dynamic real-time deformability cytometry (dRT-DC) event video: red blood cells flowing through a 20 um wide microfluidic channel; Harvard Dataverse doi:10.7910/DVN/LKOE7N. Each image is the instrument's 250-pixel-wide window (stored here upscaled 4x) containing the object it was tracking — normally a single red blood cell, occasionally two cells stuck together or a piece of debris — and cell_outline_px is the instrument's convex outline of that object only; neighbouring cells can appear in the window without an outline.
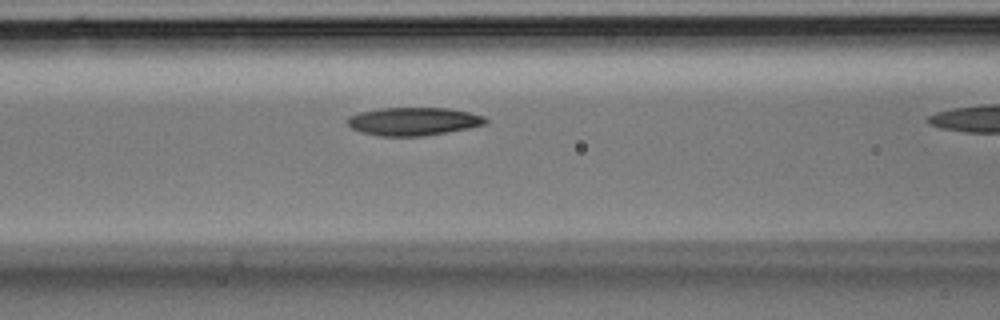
{"species": "Egyptian fruit bat (a non-hibernating species)", "species_latin": "Rousettus aegyptiacus", "temperature_condition": "room temperature", "stored_images_in_passage": 12, "camera_frame_rate_fps": 3000, "um_per_image_px": 0.085, "animal": {"sex": "male"}, "frame": {"image": 1, "passage_image": 7, "time_ms": 2.0, "image_size_px": [1000, 320], "cell_outline_px": [[488, 124], [468, 128], [424, 136], [380, 136], [360, 132], [352, 128], [348, 124], [348, 116], [360, 112], [380, 108], [448, 108], [468, 112], [484, 116], [488, 120]], "centroid_in_image_um": [35.15, 10.32], "position_along_channel_um": 131.4, "area_um2": 22.6}}
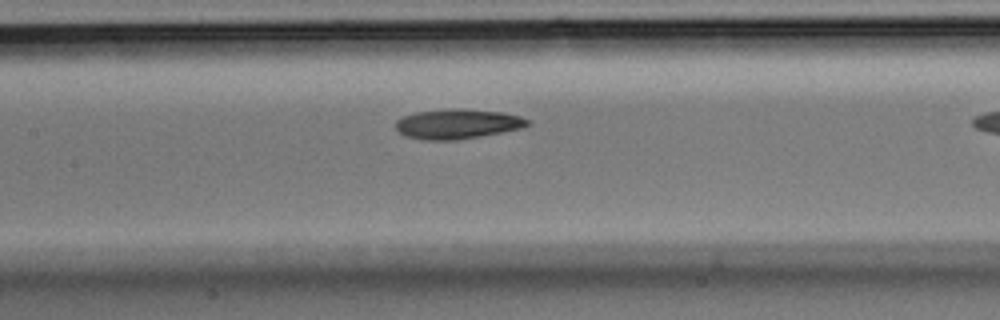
{"frame": {"image": 2, "passage_image": 9, "time_ms": 2.667, "image_size_px": [1000, 320], "cell_outline_px": [[532, 124], [524, 128], [480, 136], [456, 140], [420, 140], [404, 136], [396, 128], [396, 120], [404, 116], [416, 112], [452, 108], [460, 108], [500, 112], [520, 116], [532, 120]], "centroid_in_image_um": [38.92, 10.54], "position_along_channel_um": 168.5, "area_um2": 23.12}}